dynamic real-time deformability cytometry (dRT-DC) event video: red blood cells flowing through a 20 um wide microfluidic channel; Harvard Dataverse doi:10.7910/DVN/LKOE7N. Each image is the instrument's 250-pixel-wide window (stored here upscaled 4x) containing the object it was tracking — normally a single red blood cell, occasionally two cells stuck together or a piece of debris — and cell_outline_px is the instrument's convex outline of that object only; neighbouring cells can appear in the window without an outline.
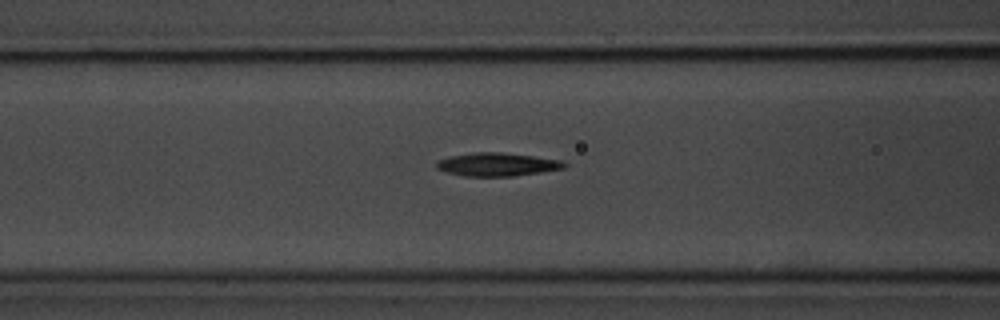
{"species": "common noctule bat (a hibernating species)", "species_latin": "Nyctalus noctula", "temperature_condition": "room temperature", "stored_images_in_passage": 32, "camera_frame_rate_fps": 3000, "um_per_image_px": 0.085, "animal": {"sex": "male", "body_mass_g": 20.1, "forearm_length_mm": 53.5}, "frame": {"image": 1, "passage_image": 5, "time_ms": 1.333, "image_size_px": [1000, 320], "cell_outline_px": [[568, 164], [564, 168], [540, 172], [512, 176], [464, 176], [448, 172], [436, 168], [436, 160], [448, 156], [472, 152], [500, 152], [532, 156], [560, 160]], "centroid_in_image_um": [42.21, 13.97], "position_along_channel_um": 124.4, "area_um2": 17.28}}
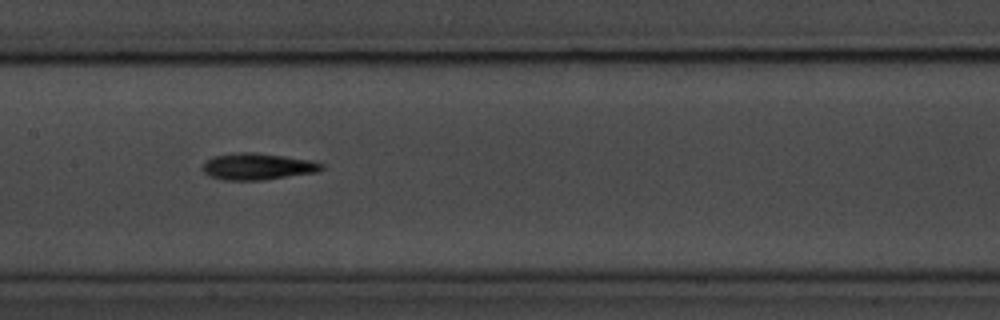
{"frame": {"image": 2, "passage_image": 10, "time_ms": 3.0, "image_size_px": [1000, 320], "cell_outline_px": [[324, 168], [316, 172], [264, 180], [224, 180], [208, 176], [200, 168], [212, 156], [236, 152], [252, 152], [284, 156], [308, 160], [324, 164]], "centroid_in_image_um": [21.85, 14.15], "position_along_channel_um": 185.6, "area_um2": 18.44}}